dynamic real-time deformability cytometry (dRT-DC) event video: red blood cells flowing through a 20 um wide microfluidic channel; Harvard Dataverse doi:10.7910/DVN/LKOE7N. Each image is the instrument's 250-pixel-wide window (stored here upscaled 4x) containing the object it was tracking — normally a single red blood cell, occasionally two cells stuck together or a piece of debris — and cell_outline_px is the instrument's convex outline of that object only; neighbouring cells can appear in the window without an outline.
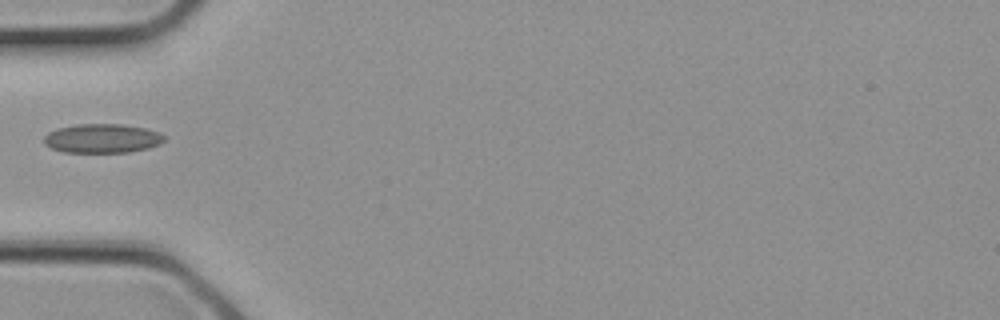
{"species": "common noctule bat (a hibernating species)", "species_latin": "Nyctalus noctula", "temperature_condition": "cold", "stored_images_in_passage": 3, "camera_frame_rate_fps": 3000, "um_per_image_px": 0.085, "animal": {"sex": "female", "body_mass_g": 21.9}, "frame": {"image": 1, "passage_image": 3, "time_ms": 0.667, "image_size_px": [1000, 320], "cell_outline_px": [[164, 140], [160, 144], [148, 148], [128, 152], [64, 152], [52, 148], [44, 144], [44, 136], [48, 132], [60, 128], [76, 124], [120, 124], [144, 128], [160, 132], [164, 136]], "centroid_in_image_um": [8.69, 11.76], "position_along_channel_um": 76.3, "area_um2": 20.29}}